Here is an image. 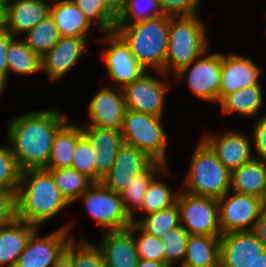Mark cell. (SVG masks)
I'll return each mask as SVG.
<instances>
[{
  "mask_svg": "<svg viewBox=\"0 0 266 267\" xmlns=\"http://www.w3.org/2000/svg\"><path fill=\"white\" fill-rule=\"evenodd\" d=\"M56 109L20 115L8 126V142L20 171L45 169L54 137L68 121Z\"/></svg>",
  "mask_w": 266,
  "mask_h": 267,
  "instance_id": "6da1fadb",
  "label": "cell"
},
{
  "mask_svg": "<svg viewBox=\"0 0 266 267\" xmlns=\"http://www.w3.org/2000/svg\"><path fill=\"white\" fill-rule=\"evenodd\" d=\"M70 205L48 170L21 171L16 193V218L37 228Z\"/></svg>",
  "mask_w": 266,
  "mask_h": 267,
  "instance_id": "7a4b0ae2",
  "label": "cell"
},
{
  "mask_svg": "<svg viewBox=\"0 0 266 267\" xmlns=\"http://www.w3.org/2000/svg\"><path fill=\"white\" fill-rule=\"evenodd\" d=\"M169 16L138 21L131 24H116L114 31L128 45L138 63L146 70L153 68L162 78L168 50Z\"/></svg>",
  "mask_w": 266,
  "mask_h": 267,
  "instance_id": "3957f363",
  "label": "cell"
},
{
  "mask_svg": "<svg viewBox=\"0 0 266 267\" xmlns=\"http://www.w3.org/2000/svg\"><path fill=\"white\" fill-rule=\"evenodd\" d=\"M206 27L197 15L171 17L164 74L172 68L176 74L208 49Z\"/></svg>",
  "mask_w": 266,
  "mask_h": 267,
  "instance_id": "277c9868",
  "label": "cell"
},
{
  "mask_svg": "<svg viewBox=\"0 0 266 267\" xmlns=\"http://www.w3.org/2000/svg\"><path fill=\"white\" fill-rule=\"evenodd\" d=\"M231 172L218 160L216 154L203 141L193 153L183 189L195 196L220 199L230 191Z\"/></svg>",
  "mask_w": 266,
  "mask_h": 267,
  "instance_id": "5b68a950",
  "label": "cell"
},
{
  "mask_svg": "<svg viewBox=\"0 0 266 267\" xmlns=\"http://www.w3.org/2000/svg\"><path fill=\"white\" fill-rule=\"evenodd\" d=\"M161 120L160 117L126 109L121 134L124 143L137 147L155 162L167 166L168 140Z\"/></svg>",
  "mask_w": 266,
  "mask_h": 267,
  "instance_id": "8992f818",
  "label": "cell"
},
{
  "mask_svg": "<svg viewBox=\"0 0 266 267\" xmlns=\"http://www.w3.org/2000/svg\"><path fill=\"white\" fill-rule=\"evenodd\" d=\"M80 198L83 199L85 209L103 231L122 230L132 224L124 210L120 193L108 189L101 182L93 183Z\"/></svg>",
  "mask_w": 266,
  "mask_h": 267,
  "instance_id": "52a82bcc",
  "label": "cell"
},
{
  "mask_svg": "<svg viewBox=\"0 0 266 267\" xmlns=\"http://www.w3.org/2000/svg\"><path fill=\"white\" fill-rule=\"evenodd\" d=\"M180 224L190 235L221 236L218 199L179 192ZM183 224H182V223Z\"/></svg>",
  "mask_w": 266,
  "mask_h": 267,
  "instance_id": "ba28073f",
  "label": "cell"
},
{
  "mask_svg": "<svg viewBox=\"0 0 266 267\" xmlns=\"http://www.w3.org/2000/svg\"><path fill=\"white\" fill-rule=\"evenodd\" d=\"M207 52L209 51L204 52L174 75L179 78L188 72L187 86L194 96L218 103L220 102L222 53L207 56Z\"/></svg>",
  "mask_w": 266,
  "mask_h": 267,
  "instance_id": "9c48e42d",
  "label": "cell"
},
{
  "mask_svg": "<svg viewBox=\"0 0 266 267\" xmlns=\"http://www.w3.org/2000/svg\"><path fill=\"white\" fill-rule=\"evenodd\" d=\"M230 191L218 199L219 224L222 234L234 231H252L263 211L262 199Z\"/></svg>",
  "mask_w": 266,
  "mask_h": 267,
  "instance_id": "30bf717a",
  "label": "cell"
},
{
  "mask_svg": "<svg viewBox=\"0 0 266 267\" xmlns=\"http://www.w3.org/2000/svg\"><path fill=\"white\" fill-rule=\"evenodd\" d=\"M71 227L72 223H69L42 238L38 237L37 228L30 236L15 267H51L71 241L72 237H68Z\"/></svg>",
  "mask_w": 266,
  "mask_h": 267,
  "instance_id": "8fae6325",
  "label": "cell"
},
{
  "mask_svg": "<svg viewBox=\"0 0 266 267\" xmlns=\"http://www.w3.org/2000/svg\"><path fill=\"white\" fill-rule=\"evenodd\" d=\"M168 84L145 72L122 88L126 109L162 118Z\"/></svg>",
  "mask_w": 266,
  "mask_h": 267,
  "instance_id": "7c38bea8",
  "label": "cell"
},
{
  "mask_svg": "<svg viewBox=\"0 0 266 267\" xmlns=\"http://www.w3.org/2000/svg\"><path fill=\"white\" fill-rule=\"evenodd\" d=\"M107 36L102 41L109 43V49L104 56L106 71L112 81L122 89L125 85L139 79L146 71L136 60L128 45L115 32L106 33Z\"/></svg>",
  "mask_w": 266,
  "mask_h": 267,
  "instance_id": "4fadbf2b",
  "label": "cell"
},
{
  "mask_svg": "<svg viewBox=\"0 0 266 267\" xmlns=\"http://www.w3.org/2000/svg\"><path fill=\"white\" fill-rule=\"evenodd\" d=\"M155 161L133 145L124 143L117 153L110 171L101 183L108 189L121 193L134 178L144 173Z\"/></svg>",
  "mask_w": 266,
  "mask_h": 267,
  "instance_id": "5bb4252c",
  "label": "cell"
},
{
  "mask_svg": "<svg viewBox=\"0 0 266 267\" xmlns=\"http://www.w3.org/2000/svg\"><path fill=\"white\" fill-rule=\"evenodd\" d=\"M266 249L253 231H234L220 236V267H251Z\"/></svg>",
  "mask_w": 266,
  "mask_h": 267,
  "instance_id": "9a60e30c",
  "label": "cell"
},
{
  "mask_svg": "<svg viewBox=\"0 0 266 267\" xmlns=\"http://www.w3.org/2000/svg\"><path fill=\"white\" fill-rule=\"evenodd\" d=\"M103 87L91 99L88 105L90 120L81 126H94L101 129L121 130L126 112L122 89Z\"/></svg>",
  "mask_w": 266,
  "mask_h": 267,
  "instance_id": "2e32d148",
  "label": "cell"
},
{
  "mask_svg": "<svg viewBox=\"0 0 266 267\" xmlns=\"http://www.w3.org/2000/svg\"><path fill=\"white\" fill-rule=\"evenodd\" d=\"M202 140L230 172L253 158L251 141L242 132L232 131L220 136L206 134Z\"/></svg>",
  "mask_w": 266,
  "mask_h": 267,
  "instance_id": "e0dca14e",
  "label": "cell"
},
{
  "mask_svg": "<svg viewBox=\"0 0 266 267\" xmlns=\"http://www.w3.org/2000/svg\"><path fill=\"white\" fill-rule=\"evenodd\" d=\"M261 68L251 58L222 54L220 101L242 87L259 84Z\"/></svg>",
  "mask_w": 266,
  "mask_h": 267,
  "instance_id": "ac0fdd59",
  "label": "cell"
},
{
  "mask_svg": "<svg viewBox=\"0 0 266 267\" xmlns=\"http://www.w3.org/2000/svg\"><path fill=\"white\" fill-rule=\"evenodd\" d=\"M87 38L61 37L60 40L42 58V71L50 81L60 79L77 64L85 51Z\"/></svg>",
  "mask_w": 266,
  "mask_h": 267,
  "instance_id": "d6986e66",
  "label": "cell"
},
{
  "mask_svg": "<svg viewBox=\"0 0 266 267\" xmlns=\"http://www.w3.org/2000/svg\"><path fill=\"white\" fill-rule=\"evenodd\" d=\"M50 11V3L40 0H14L4 5V28L13 36L27 33Z\"/></svg>",
  "mask_w": 266,
  "mask_h": 267,
  "instance_id": "ffe728a7",
  "label": "cell"
},
{
  "mask_svg": "<svg viewBox=\"0 0 266 267\" xmlns=\"http://www.w3.org/2000/svg\"><path fill=\"white\" fill-rule=\"evenodd\" d=\"M101 239L96 246L102 253L106 267L137 266L139 256L134 236L128 228L104 232Z\"/></svg>",
  "mask_w": 266,
  "mask_h": 267,
  "instance_id": "44dd1931",
  "label": "cell"
},
{
  "mask_svg": "<svg viewBox=\"0 0 266 267\" xmlns=\"http://www.w3.org/2000/svg\"><path fill=\"white\" fill-rule=\"evenodd\" d=\"M36 229L35 225L28 224L17 218L0 226V266H16L19 256Z\"/></svg>",
  "mask_w": 266,
  "mask_h": 267,
  "instance_id": "7402d4cb",
  "label": "cell"
},
{
  "mask_svg": "<svg viewBox=\"0 0 266 267\" xmlns=\"http://www.w3.org/2000/svg\"><path fill=\"white\" fill-rule=\"evenodd\" d=\"M230 188L233 192L263 198L266 191V160L253 157L231 171Z\"/></svg>",
  "mask_w": 266,
  "mask_h": 267,
  "instance_id": "603a6c76",
  "label": "cell"
},
{
  "mask_svg": "<svg viewBox=\"0 0 266 267\" xmlns=\"http://www.w3.org/2000/svg\"><path fill=\"white\" fill-rule=\"evenodd\" d=\"M49 14L61 37H88L91 24L72 0H61L53 6L50 4Z\"/></svg>",
  "mask_w": 266,
  "mask_h": 267,
  "instance_id": "cb8c5ba5",
  "label": "cell"
},
{
  "mask_svg": "<svg viewBox=\"0 0 266 267\" xmlns=\"http://www.w3.org/2000/svg\"><path fill=\"white\" fill-rule=\"evenodd\" d=\"M181 267H220V236L190 235Z\"/></svg>",
  "mask_w": 266,
  "mask_h": 267,
  "instance_id": "d4e9b609",
  "label": "cell"
},
{
  "mask_svg": "<svg viewBox=\"0 0 266 267\" xmlns=\"http://www.w3.org/2000/svg\"><path fill=\"white\" fill-rule=\"evenodd\" d=\"M82 135V127L80 125H72V123L67 121L54 137L50 157L45 169L71 167L75 147Z\"/></svg>",
  "mask_w": 266,
  "mask_h": 267,
  "instance_id": "484cf974",
  "label": "cell"
},
{
  "mask_svg": "<svg viewBox=\"0 0 266 267\" xmlns=\"http://www.w3.org/2000/svg\"><path fill=\"white\" fill-rule=\"evenodd\" d=\"M262 95L261 84H256L227 94L219 103L225 114L237 112L245 116H256L262 105Z\"/></svg>",
  "mask_w": 266,
  "mask_h": 267,
  "instance_id": "4316f807",
  "label": "cell"
},
{
  "mask_svg": "<svg viewBox=\"0 0 266 267\" xmlns=\"http://www.w3.org/2000/svg\"><path fill=\"white\" fill-rule=\"evenodd\" d=\"M13 37L6 51L8 74L29 75L42 71L41 57L28 47L24 40Z\"/></svg>",
  "mask_w": 266,
  "mask_h": 267,
  "instance_id": "83f0119b",
  "label": "cell"
},
{
  "mask_svg": "<svg viewBox=\"0 0 266 267\" xmlns=\"http://www.w3.org/2000/svg\"><path fill=\"white\" fill-rule=\"evenodd\" d=\"M164 168H166L164 164L154 162L144 173L134 178V181L121 191L120 196L122 198L124 210L131 218L132 222L135 220L133 209L136 208L138 211L141 209L149 183Z\"/></svg>",
  "mask_w": 266,
  "mask_h": 267,
  "instance_id": "f1b7e54d",
  "label": "cell"
},
{
  "mask_svg": "<svg viewBox=\"0 0 266 267\" xmlns=\"http://www.w3.org/2000/svg\"><path fill=\"white\" fill-rule=\"evenodd\" d=\"M45 170L51 173L55 184L69 204L79 200V197L94 183L89 177L71 167Z\"/></svg>",
  "mask_w": 266,
  "mask_h": 267,
  "instance_id": "f546056e",
  "label": "cell"
},
{
  "mask_svg": "<svg viewBox=\"0 0 266 267\" xmlns=\"http://www.w3.org/2000/svg\"><path fill=\"white\" fill-rule=\"evenodd\" d=\"M60 38L58 28L52 16L48 14L26 33L24 41L28 47L42 58Z\"/></svg>",
  "mask_w": 266,
  "mask_h": 267,
  "instance_id": "4dcf8cb0",
  "label": "cell"
},
{
  "mask_svg": "<svg viewBox=\"0 0 266 267\" xmlns=\"http://www.w3.org/2000/svg\"><path fill=\"white\" fill-rule=\"evenodd\" d=\"M164 170L165 168L149 183L139 211H144L146 214H149L170 208L176 204L178 191L174 193L169 185L158 178L165 173Z\"/></svg>",
  "mask_w": 266,
  "mask_h": 267,
  "instance_id": "1f68e13d",
  "label": "cell"
},
{
  "mask_svg": "<svg viewBox=\"0 0 266 267\" xmlns=\"http://www.w3.org/2000/svg\"><path fill=\"white\" fill-rule=\"evenodd\" d=\"M134 223L144 232L160 239L171 229L180 225L179 209L177 204L170 208L151 212L146 217Z\"/></svg>",
  "mask_w": 266,
  "mask_h": 267,
  "instance_id": "d6a6232c",
  "label": "cell"
},
{
  "mask_svg": "<svg viewBox=\"0 0 266 267\" xmlns=\"http://www.w3.org/2000/svg\"><path fill=\"white\" fill-rule=\"evenodd\" d=\"M90 24L94 22L103 33L114 31L117 17L105 6L103 0H72Z\"/></svg>",
  "mask_w": 266,
  "mask_h": 267,
  "instance_id": "836d02e7",
  "label": "cell"
},
{
  "mask_svg": "<svg viewBox=\"0 0 266 267\" xmlns=\"http://www.w3.org/2000/svg\"><path fill=\"white\" fill-rule=\"evenodd\" d=\"M75 246L74 238L67 244L65 252L71 257L72 267H106L100 249L83 238Z\"/></svg>",
  "mask_w": 266,
  "mask_h": 267,
  "instance_id": "e575fe53",
  "label": "cell"
},
{
  "mask_svg": "<svg viewBox=\"0 0 266 267\" xmlns=\"http://www.w3.org/2000/svg\"><path fill=\"white\" fill-rule=\"evenodd\" d=\"M143 4L147 6L143 7ZM161 15L163 14L159 0H126L123 11L116 19V24H131Z\"/></svg>",
  "mask_w": 266,
  "mask_h": 267,
  "instance_id": "d590c367",
  "label": "cell"
},
{
  "mask_svg": "<svg viewBox=\"0 0 266 267\" xmlns=\"http://www.w3.org/2000/svg\"><path fill=\"white\" fill-rule=\"evenodd\" d=\"M190 234L180 224L164 234L163 249L164 263L169 267H173L176 262H183L186 256V246Z\"/></svg>",
  "mask_w": 266,
  "mask_h": 267,
  "instance_id": "8d00e7d4",
  "label": "cell"
},
{
  "mask_svg": "<svg viewBox=\"0 0 266 267\" xmlns=\"http://www.w3.org/2000/svg\"><path fill=\"white\" fill-rule=\"evenodd\" d=\"M134 236L139 259L164 263L163 240L142 231L134 222L128 227ZM139 232V237L136 233Z\"/></svg>",
  "mask_w": 266,
  "mask_h": 267,
  "instance_id": "74e56055",
  "label": "cell"
},
{
  "mask_svg": "<svg viewBox=\"0 0 266 267\" xmlns=\"http://www.w3.org/2000/svg\"><path fill=\"white\" fill-rule=\"evenodd\" d=\"M83 135L89 140L92 149L120 150L124 144L121 130L101 129L94 126H81Z\"/></svg>",
  "mask_w": 266,
  "mask_h": 267,
  "instance_id": "f35d334b",
  "label": "cell"
},
{
  "mask_svg": "<svg viewBox=\"0 0 266 267\" xmlns=\"http://www.w3.org/2000/svg\"><path fill=\"white\" fill-rule=\"evenodd\" d=\"M96 152L92 149L89 140L82 135L75 147L71 168L89 177L96 183Z\"/></svg>",
  "mask_w": 266,
  "mask_h": 267,
  "instance_id": "ab89813d",
  "label": "cell"
},
{
  "mask_svg": "<svg viewBox=\"0 0 266 267\" xmlns=\"http://www.w3.org/2000/svg\"><path fill=\"white\" fill-rule=\"evenodd\" d=\"M20 173L9 146H0V190L17 193Z\"/></svg>",
  "mask_w": 266,
  "mask_h": 267,
  "instance_id": "60d3db41",
  "label": "cell"
},
{
  "mask_svg": "<svg viewBox=\"0 0 266 267\" xmlns=\"http://www.w3.org/2000/svg\"><path fill=\"white\" fill-rule=\"evenodd\" d=\"M201 0H159L162 14L169 17L198 15Z\"/></svg>",
  "mask_w": 266,
  "mask_h": 267,
  "instance_id": "b9f144b4",
  "label": "cell"
},
{
  "mask_svg": "<svg viewBox=\"0 0 266 267\" xmlns=\"http://www.w3.org/2000/svg\"><path fill=\"white\" fill-rule=\"evenodd\" d=\"M16 219V194L0 190V226Z\"/></svg>",
  "mask_w": 266,
  "mask_h": 267,
  "instance_id": "7bdbcfd3",
  "label": "cell"
},
{
  "mask_svg": "<svg viewBox=\"0 0 266 267\" xmlns=\"http://www.w3.org/2000/svg\"><path fill=\"white\" fill-rule=\"evenodd\" d=\"M119 150H98L96 152V183L110 171Z\"/></svg>",
  "mask_w": 266,
  "mask_h": 267,
  "instance_id": "ee69618b",
  "label": "cell"
},
{
  "mask_svg": "<svg viewBox=\"0 0 266 267\" xmlns=\"http://www.w3.org/2000/svg\"><path fill=\"white\" fill-rule=\"evenodd\" d=\"M253 129L252 143L258 154L256 158L266 160V115L258 118Z\"/></svg>",
  "mask_w": 266,
  "mask_h": 267,
  "instance_id": "f6af8a7d",
  "label": "cell"
},
{
  "mask_svg": "<svg viewBox=\"0 0 266 267\" xmlns=\"http://www.w3.org/2000/svg\"><path fill=\"white\" fill-rule=\"evenodd\" d=\"M13 36L4 28H0V83L6 87L8 80V66L6 51Z\"/></svg>",
  "mask_w": 266,
  "mask_h": 267,
  "instance_id": "bcb514c9",
  "label": "cell"
},
{
  "mask_svg": "<svg viewBox=\"0 0 266 267\" xmlns=\"http://www.w3.org/2000/svg\"><path fill=\"white\" fill-rule=\"evenodd\" d=\"M258 239L266 247V209L264 208L261 212L259 219L255 223L254 229L252 230Z\"/></svg>",
  "mask_w": 266,
  "mask_h": 267,
  "instance_id": "7dc6e473",
  "label": "cell"
},
{
  "mask_svg": "<svg viewBox=\"0 0 266 267\" xmlns=\"http://www.w3.org/2000/svg\"><path fill=\"white\" fill-rule=\"evenodd\" d=\"M105 6L118 17L125 7L126 0H103Z\"/></svg>",
  "mask_w": 266,
  "mask_h": 267,
  "instance_id": "c3c4849f",
  "label": "cell"
},
{
  "mask_svg": "<svg viewBox=\"0 0 266 267\" xmlns=\"http://www.w3.org/2000/svg\"><path fill=\"white\" fill-rule=\"evenodd\" d=\"M51 267H72L71 257L64 251Z\"/></svg>",
  "mask_w": 266,
  "mask_h": 267,
  "instance_id": "681fc988",
  "label": "cell"
},
{
  "mask_svg": "<svg viewBox=\"0 0 266 267\" xmlns=\"http://www.w3.org/2000/svg\"><path fill=\"white\" fill-rule=\"evenodd\" d=\"M136 267H169L166 263L139 259Z\"/></svg>",
  "mask_w": 266,
  "mask_h": 267,
  "instance_id": "f907efd6",
  "label": "cell"
},
{
  "mask_svg": "<svg viewBox=\"0 0 266 267\" xmlns=\"http://www.w3.org/2000/svg\"><path fill=\"white\" fill-rule=\"evenodd\" d=\"M251 267H266V249L258 256Z\"/></svg>",
  "mask_w": 266,
  "mask_h": 267,
  "instance_id": "816d5d0a",
  "label": "cell"
},
{
  "mask_svg": "<svg viewBox=\"0 0 266 267\" xmlns=\"http://www.w3.org/2000/svg\"><path fill=\"white\" fill-rule=\"evenodd\" d=\"M4 27V4L0 2V28Z\"/></svg>",
  "mask_w": 266,
  "mask_h": 267,
  "instance_id": "f5cc1de1",
  "label": "cell"
},
{
  "mask_svg": "<svg viewBox=\"0 0 266 267\" xmlns=\"http://www.w3.org/2000/svg\"><path fill=\"white\" fill-rule=\"evenodd\" d=\"M262 203H263V207L266 209V191H265V194L262 198Z\"/></svg>",
  "mask_w": 266,
  "mask_h": 267,
  "instance_id": "db71d44e",
  "label": "cell"
},
{
  "mask_svg": "<svg viewBox=\"0 0 266 267\" xmlns=\"http://www.w3.org/2000/svg\"><path fill=\"white\" fill-rule=\"evenodd\" d=\"M4 86L0 83V95L2 94V92L4 91Z\"/></svg>",
  "mask_w": 266,
  "mask_h": 267,
  "instance_id": "11a10c76",
  "label": "cell"
},
{
  "mask_svg": "<svg viewBox=\"0 0 266 267\" xmlns=\"http://www.w3.org/2000/svg\"><path fill=\"white\" fill-rule=\"evenodd\" d=\"M10 0H0V2H2L4 5Z\"/></svg>",
  "mask_w": 266,
  "mask_h": 267,
  "instance_id": "9f6ffc18",
  "label": "cell"
},
{
  "mask_svg": "<svg viewBox=\"0 0 266 267\" xmlns=\"http://www.w3.org/2000/svg\"><path fill=\"white\" fill-rule=\"evenodd\" d=\"M40 1H42V2H44V3H48V2H46L45 0H40ZM60 1H61V0H57L56 3H57V2H60Z\"/></svg>",
  "mask_w": 266,
  "mask_h": 267,
  "instance_id": "6f0895ef",
  "label": "cell"
}]
</instances>
